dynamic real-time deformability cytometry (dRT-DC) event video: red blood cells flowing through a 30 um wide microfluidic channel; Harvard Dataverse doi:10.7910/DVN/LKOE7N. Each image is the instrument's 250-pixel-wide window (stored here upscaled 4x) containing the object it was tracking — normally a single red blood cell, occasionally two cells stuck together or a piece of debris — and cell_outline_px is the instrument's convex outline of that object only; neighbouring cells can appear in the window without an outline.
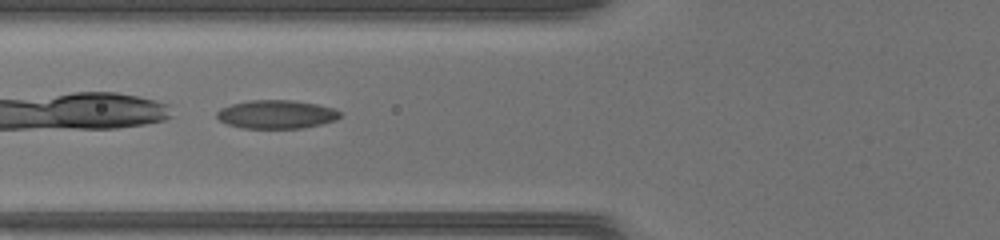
{"species": "common noctule bat (a hibernating species)", "species_latin": "Nyctalus noctula", "temperature_condition": "warm", "stored_images_in_passage": 25, "camera_frame_rate_fps": 3000, "um_per_image_px": 0.085, "animal": {"sex": "female", "body_mass_g": 17.0, "forearm_length_mm": 48.0}, "frame": {"image": 1, "passage_image": 7, "time_ms": 2.0, "image_size_px": [1000, 240], "cell_outline_px": [[340, 116], [336, 120], [304, 128], [240, 128], [228, 124], [220, 120], [216, 116], [216, 112], [220, 108], [232, 104], [248, 100], [292, 100], [316, 104], [332, 108], [340, 112]], "centroid_in_image_um": [23.47, 9.72], "position_along_channel_um": 102.3, "area_um2": 20.4}}
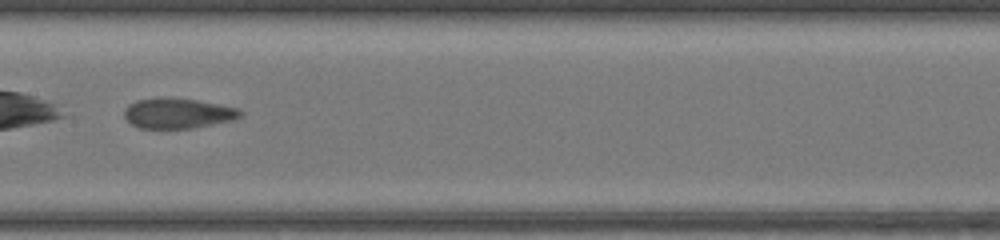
{"frame": {"image": 2, "passage_image": 13, "time_ms": 4.0, "image_size_px": [1000, 240], "cell_outline_px": [[244, 112], [240, 116], [232, 120], [192, 128], [140, 128], [132, 124], [124, 116], [124, 108], [128, 104], [136, 100], [160, 96], [168, 96], [196, 100], [236, 108]], "centroid_in_image_um": [15.05, 9.6], "position_along_channel_um": 192.3, "area_um2": 20.52}}
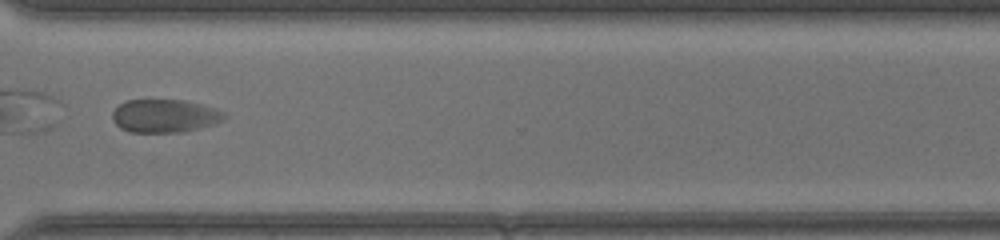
{"frame": {"image": 3, "passage_image": 24, "time_ms": 7.667, "image_size_px": [1000, 240], "cell_outline_px": [[228, 116], [224, 120], [212, 124], [184, 132], [128, 132], [120, 128], [112, 120], [112, 112], [120, 104], [128, 100], [184, 100], [200, 104], [224, 112]], "centroid_in_image_um": [13.98, 9.86], "position_along_channel_um": 356.6, "area_um2": 21.56}}